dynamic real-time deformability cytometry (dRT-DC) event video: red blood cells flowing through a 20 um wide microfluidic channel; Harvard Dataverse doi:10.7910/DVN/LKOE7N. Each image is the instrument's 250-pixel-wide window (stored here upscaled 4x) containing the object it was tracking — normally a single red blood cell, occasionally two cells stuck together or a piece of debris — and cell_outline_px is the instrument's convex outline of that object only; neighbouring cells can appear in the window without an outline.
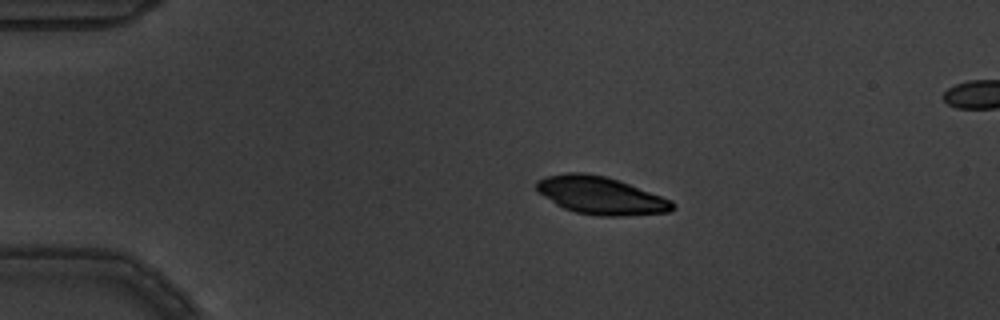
{"species": "common noctule bat (a hibernating species)", "species_latin": "Nyctalus noctula", "temperature_condition": "warm", "stored_images_in_passage": 6, "camera_frame_rate_fps": 3000, "um_per_image_px": 0.085, "animal": {"sex": "male", "body_mass_g": 19.5, "forearm_length_mm": 54.6}, "frame": {"image": 1, "passage_image": 4, "time_ms": 1.0, "image_size_px": [1000, 320], "cell_outline_px": [[676, 208], [668, 212], [624, 216], [596, 216], [576, 212], [564, 208], [556, 204], [536, 192], [536, 180], [544, 176], [564, 172], [584, 172], [604, 176], [628, 184], [672, 200], [676, 204]], "centroid_in_image_um": [51.02, 16.61], "position_along_channel_um": 34.0, "area_um2": 30.0}}